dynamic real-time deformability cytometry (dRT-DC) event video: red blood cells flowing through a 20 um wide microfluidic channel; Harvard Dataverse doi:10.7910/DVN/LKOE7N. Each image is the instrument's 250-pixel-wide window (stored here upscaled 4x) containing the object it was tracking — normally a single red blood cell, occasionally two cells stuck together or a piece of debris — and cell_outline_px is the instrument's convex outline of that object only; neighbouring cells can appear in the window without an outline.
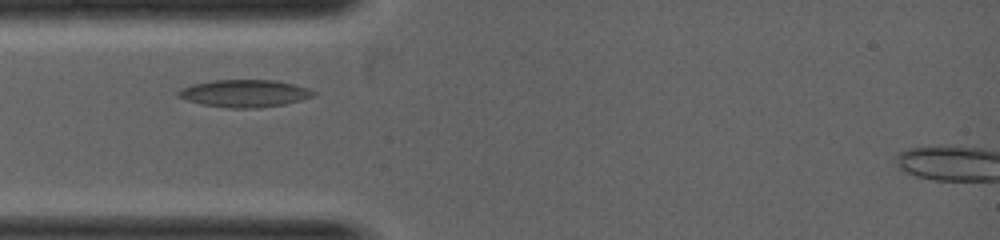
{"species": "common noctule bat (a hibernating species)", "species_latin": "Nyctalus noctula", "temperature_condition": "warm", "stored_images_in_passage": 4, "camera_frame_rate_fps": 5000, "um_per_image_px": 0.085, "animal": {"sex": "female", "body_mass_g": 19.0, "forearm_length_mm": 53.3}, "frame": {"image": 1, "passage_image": 3, "time_ms": 1.4, "image_size_px": [1000, 240], "cell_outline_px": [[316, 96], [284, 104], [256, 108], [228, 108], [200, 104], [176, 96], [176, 92], [180, 88], [192, 84], [212, 80], [272, 80], [292, 84], [308, 88], [316, 92]], "centroid_in_image_um": [20.75, 7.94], "position_along_channel_um": 64.3, "area_um2": 21.62}}
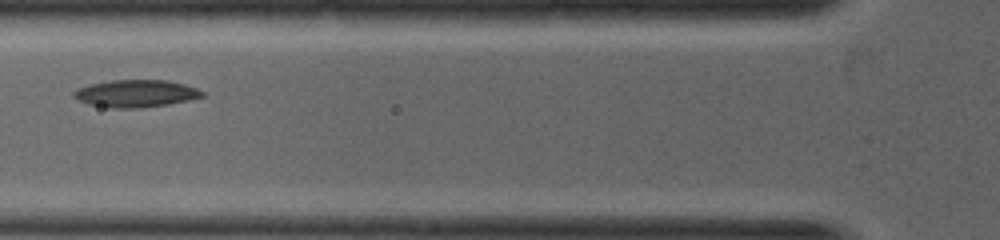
{"frame": {"image": 2, "passage_image": 4, "time_ms": 2.0, "image_size_px": [1000, 240], "cell_outline_px": [[204, 96], [188, 100], [168, 104], [140, 108], [112, 108], [88, 104], [72, 96], [72, 92], [76, 88], [92, 84], [112, 80], [168, 80], [184, 84], [196, 88], [204, 92]], "centroid_in_image_um": [11.53, 7.95], "position_along_channel_um": 114.3, "area_um2": 20.4}}